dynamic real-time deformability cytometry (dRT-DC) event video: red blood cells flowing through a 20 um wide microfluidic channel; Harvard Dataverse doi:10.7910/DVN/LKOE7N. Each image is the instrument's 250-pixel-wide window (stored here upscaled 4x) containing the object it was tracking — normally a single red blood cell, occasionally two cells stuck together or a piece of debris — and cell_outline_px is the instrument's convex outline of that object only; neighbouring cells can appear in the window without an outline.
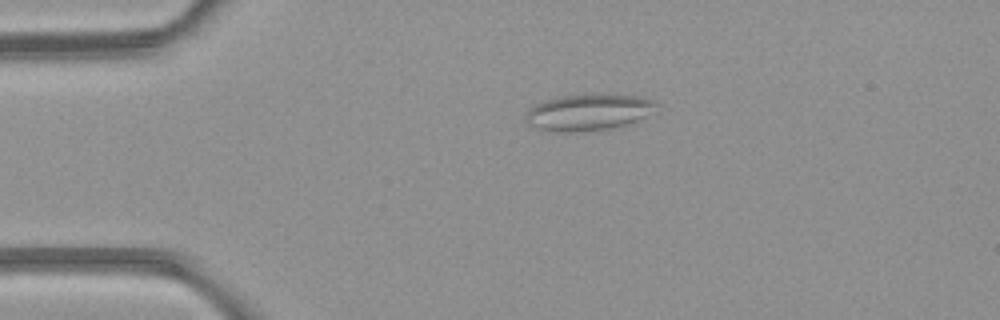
{"species": "common noctule bat (a hibernating species)", "species_latin": "Nyctalus noctula", "temperature_condition": "room temperature", "stored_images_in_passage": 4, "camera_frame_rate_fps": 3000, "um_per_image_px": 0.085, "animal": {"sex": "female", "body_mass_g": 21.9}, "frame": {"image": 1, "passage_image": 3, "time_ms": 3.0, "image_size_px": [1000, 320], "cell_outline_px": [[660, 104], [644, 116], [624, 124], [612, 128], [568, 132], [556, 132], [540, 128], [528, 124], [524, 116], [536, 104], [544, 100], [556, 96], [600, 92], [640, 96], [656, 100]], "centroid_in_image_um": [50.02, 9.48], "position_along_channel_um": 35.0, "area_um2": 27.92}}